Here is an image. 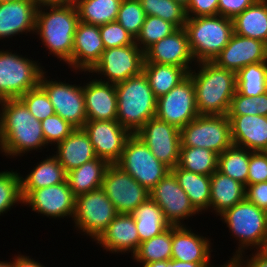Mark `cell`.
I'll list each match as a JSON object with an SVG mask.
<instances>
[{
  "mask_svg": "<svg viewBox=\"0 0 267 267\" xmlns=\"http://www.w3.org/2000/svg\"><path fill=\"white\" fill-rule=\"evenodd\" d=\"M210 183V208L217 216L245 199V185L218 170L210 175Z\"/></svg>",
  "mask_w": 267,
  "mask_h": 267,
  "instance_id": "cell-28",
  "label": "cell"
},
{
  "mask_svg": "<svg viewBox=\"0 0 267 267\" xmlns=\"http://www.w3.org/2000/svg\"><path fill=\"white\" fill-rule=\"evenodd\" d=\"M101 188L118 213L131 214L149 198V191L116 163L109 164Z\"/></svg>",
  "mask_w": 267,
  "mask_h": 267,
  "instance_id": "cell-14",
  "label": "cell"
},
{
  "mask_svg": "<svg viewBox=\"0 0 267 267\" xmlns=\"http://www.w3.org/2000/svg\"><path fill=\"white\" fill-rule=\"evenodd\" d=\"M261 251L267 255V236H266V240H265V243H264Z\"/></svg>",
  "mask_w": 267,
  "mask_h": 267,
  "instance_id": "cell-60",
  "label": "cell"
},
{
  "mask_svg": "<svg viewBox=\"0 0 267 267\" xmlns=\"http://www.w3.org/2000/svg\"><path fill=\"white\" fill-rule=\"evenodd\" d=\"M210 244L208 238L193 233L186 225L172 226L171 259L183 262L210 263L212 252Z\"/></svg>",
  "mask_w": 267,
  "mask_h": 267,
  "instance_id": "cell-26",
  "label": "cell"
},
{
  "mask_svg": "<svg viewBox=\"0 0 267 267\" xmlns=\"http://www.w3.org/2000/svg\"><path fill=\"white\" fill-rule=\"evenodd\" d=\"M44 71L40 86L46 91L54 107L55 114L75 128H83L87 122L83 86L48 80Z\"/></svg>",
  "mask_w": 267,
  "mask_h": 267,
  "instance_id": "cell-13",
  "label": "cell"
},
{
  "mask_svg": "<svg viewBox=\"0 0 267 267\" xmlns=\"http://www.w3.org/2000/svg\"><path fill=\"white\" fill-rule=\"evenodd\" d=\"M97 158L115 164L119 161L127 139L132 135L117 120L87 121L83 126Z\"/></svg>",
  "mask_w": 267,
  "mask_h": 267,
  "instance_id": "cell-17",
  "label": "cell"
},
{
  "mask_svg": "<svg viewBox=\"0 0 267 267\" xmlns=\"http://www.w3.org/2000/svg\"><path fill=\"white\" fill-rule=\"evenodd\" d=\"M267 182V153L250 151L247 185Z\"/></svg>",
  "mask_w": 267,
  "mask_h": 267,
  "instance_id": "cell-48",
  "label": "cell"
},
{
  "mask_svg": "<svg viewBox=\"0 0 267 267\" xmlns=\"http://www.w3.org/2000/svg\"><path fill=\"white\" fill-rule=\"evenodd\" d=\"M174 1H176L177 3L181 4L183 7L186 8L190 0H174Z\"/></svg>",
  "mask_w": 267,
  "mask_h": 267,
  "instance_id": "cell-59",
  "label": "cell"
},
{
  "mask_svg": "<svg viewBox=\"0 0 267 267\" xmlns=\"http://www.w3.org/2000/svg\"><path fill=\"white\" fill-rule=\"evenodd\" d=\"M250 151L232 145L218 155L217 170L247 186Z\"/></svg>",
  "mask_w": 267,
  "mask_h": 267,
  "instance_id": "cell-36",
  "label": "cell"
},
{
  "mask_svg": "<svg viewBox=\"0 0 267 267\" xmlns=\"http://www.w3.org/2000/svg\"><path fill=\"white\" fill-rule=\"evenodd\" d=\"M123 0H77L79 21L101 26L117 20Z\"/></svg>",
  "mask_w": 267,
  "mask_h": 267,
  "instance_id": "cell-35",
  "label": "cell"
},
{
  "mask_svg": "<svg viewBox=\"0 0 267 267\" xmlns=\"http://www.w3.org/2000/svg\"><path fill=\"white\" fill-rule=\"evenodd\" d=\"M116 164L148 191L170 172L135 134L127 139L121 158Z\"/></svg>",
  "mask_w": 267,
  "mask_h": 267,
  "instance_id": "cell-9",
  "label": "cell"
},
{
  "mask_svg": "<svg viewBox=\"0 0 267 267\" xmlns=\"http://www.w3.org/2000/svg\"><path fill=\"white\" fill-rule=\"evenodd\" d=\"M267 116V92L265 94L248 97L237 91L231 99L227 116Z\"/></svg>",
  "mask_w": 267,
  "mask_h": 267,
  "instance_id": "cell-44",
  "label": "cell"
},
{
  "mask_svg": "<svg viewBox=\"0 0 267 267\" xmlns=\"http://www.w3.org/2000/svg\"><path fill=\"white\" fill-rule=\"evenodd\" d=\"M245 198L267 212V182L247 185Z\"/></svg>",
  "mask_w": 267,
  "mask_h": 267,
  "instance_id": "cell-51",
  "label": "cell"
},
{
  "mask_svg": "<svg viewBox=\"0 0 267 267\" xmlns=\"http://www.w3.org/2000/svg\"><path fill=\"white\" fill-rule=\"evenodd\" d=\"M221 267H238V264L234 258H231L226 264L220 265ZM215 267V266H212Z\"/></svg>",
  "mask_w": 267,
  "mask_h": 267,
  "instance_id": "cell-57",
  "label": "cell"
},
{
  "mask_svg": "<svg viewBox=\"0 0 267 267\" xmlns=\"http://www.w3.org/2000/svg\"><path fill=\"white\" fill-rule=\"evenodd\" d=\"M178 28L157 16H146L145 22L135 39V43L145 52L154 43L171 35Z\"/></svg>",
  "mask_w": 267,
  "mask_h": 267,
  "instance_id": "cell-41",
  "label": "cell"
},
{
  "mask_svg": "<svg viewBox=\"0 0 267 267\" xmlns=\"http://www.w3.org/2000/svg\"><path fill=\"white\" fill-rule=\"evenodd\" d=\"M239 242L232 258L244 254L249 246L261 250L267 236V212L246 198L219 215ZM246 247V248H245Z\"/></svg>",
  "mask_w": 267,
  "mask_h": 267,
  "instance_id": "cell-6",
  "label": "cell"
},
{
  "mask_svg": "<svg viewBox=\"0 0 267 267\" xmlns=\"http://www.w3.org/2000/svg\"><path fill=\"white\" fill-rule=\"evenodd\" d=\"M41 126L47 146L48 144L57 145L76 129L58 114H54L42 120Z\"/></svg>",
  "mask_w": 267,
  "mask_h": 267,
  "instance_id": "cell-46",
  "label": "cell"
},
{
  "mask_svg": "<svg viewBox=\"0 0 267 267\" xmlns=\"http://www.w3.org/2000/svg\"><path fill=\"white\" fill-rule=\"evenodd\" d=\"M83 94L87 121L117 120V93L115 84L96 78L84 84Z\"/></svg>",
  "mask_w": 267,
  "mask_h": 267,
  "instance_id": "cell-23",
  "label": "cell"
},
{
  "mask_svg": "<svg viewBox=\"0 0 267 267\" xmlns=\"http://www.w3.org/2000/svg\"><path fill=\"white\" fill-rule=\"evenodd\" d=\"M37 3L18 0L0 4V40L25 32H35Z\"/></svg>",
  "mask_w": 267,
  "mask_h": 267,
  "instance_id": "cell-24",
  "label": "cell"
},
{
  "mask_svg": "<svg viewBox=\"0 0 267 267\" xmlns=\"http://www.w3.org/2000/svg\"><path fill=\"white\" fill-rule=\"evenodd\" d=\"M54 155L66 172L97 158L88 134L76 128L68 137L56 145Z\"/></svg>",
  "mask_w": 267,
  "mask_h": 267,
  "instance_id": "cell-27",
  "label": "cell"
},
{
  "mask_svg": "<svg viewBox=\"0 0 267 267\" xmlns=\"http://www.w3.org/2000/svg\"><path fill=\"white\" fill-rule=\"evenodd\" d=\"M169 267H211V263H193L170 259Z\"/></svg>",
  "mask_w": 267,
  "mask_h": 267,
  "instance_id": "cell-54",
  "label": "cell"
},
{
  "mask_svg": "<svg viewBox=\"0 0 267 267\" xmlns=\"http://www.w3.org/2000/svg\"><path fill=\"white\" fill-rule=\"evenodd\" d=\"M13 1H18V0H0V4L1 3H7V2H13Z\"/></svg>",
  "mask_w": 267,
  "mask_h": 267,
  "instance_id": "cell-61",
  "label": "cell"
},
{
  "mask_svg": "<svg viewBox=\"0 0 267 267\" xmlns=\"http://www.w3.org/2000/svg\"><path fill=\"white\" fill-rule=\"evenodd\" d=\"M265 61H267L266 43L234 33L213 62L219 67L237 73L249 64Z\"/></svg>",
  "mask_w": 267,
  "mask_h": 267,
  "instance_id": "cell-20",
  "label": "cell"
},
{
  "mask_svg": "<svg viewBox=\"0 0 267 267\" xmlns=\"http://www.w3.org/2000/svg\"><path fill=\"white\" fill-rule=\"evenodd\" d=\"M236 91L244 96L256 97L267 92V61L243 67L236 73Z\"/></svg>",
  "mask_w": 267,
  "mask_h": 267,
  "instance_id": "cell-37",
  "label": "cell"
},
{
  "mask_svg": "<svg viewBox=\"0 0 267 267\" xmlns=\"http://www.w3.org/2000/svg\"><path fill=\"white\" fill-rule=\"evenodd\" d=\"M146 14L139 0H123L118 11L117 22L134 38L138 36Z\"/></svg>",
  "mask_w": 267,
  "mask_h": 267,
  "instance_id": "cell-43",
  "label": "cell"
},
{
  "mask_svg": "<svg viewBox=\"0 0 267 267\" xmlns=\"http://www.w3.org/2000/svg\"><path fill=\"white\" fill-rule=\"evenodd\" d=\"M109 163L95 158L67 172L66 181L75 197L102 187Z\"/></svg>",
  "mask_w": 267,
  "mask_h": 267,
  "instance_id": "cell-31",
  "label": "cell"
},
{
  "mask_svg": "<svg viewBox=\"0 0 267 267\" xmlns=\"http://www.w3.org/2000/svg\"><path fill=\"white\" fill-rule=\"evenodd\" d=\"M0 267H13V261H0Z\"/></svg>",
  "mask_w": 267,
  "mask_h": 267,
  "instance_id": "cell-58",
  "label": "cell"
},
{
  "mask_svg": "<svg viewBox=\"0 0 267 267\" xmlns=\"http://www.w3.org/2000/svg\"><path fill=\"white\" fill-rule=\"evenodd\" d=\"M42 66L9 50H0V101L20 98L40 84Z\"/></svg>",
  "mask_w": 267,
  "mask_h": 267,
  "instance_id": "cell-7",
  "label": "cell"
},
{
  "mask_svg": "<svg viewBox=\"0 0 267 267\" xmlns=\"http://www.w3.org/2000/svg\"><path fill=\"white\" fill-rule=\"evenodd\" d=\"M30 256L18 255L13 258V267H45L38 261L29 258Z\"/></svg>",
  "mask_w": 267,
  "mask_h": 267,
  "instance_id": "cell-53",
  "label": "cell"
},
{
  "mask_svg": "<svg viewBox=\"0 0 267 267\" xmlns=\"http://www.w3.org/2000/svg\"><path fill=\"white\" fill-rule=\"evenodd\" d=\"M144 60V52L134 42L131 45L105 49L100 61L90 73L94 72L106 77L105 80L102 78L97 80L117 84L139 75L143 71Z\"/></svg>",
  "mask_w": 267,
  "mask_h": 267,
  "instance_id": "cell-11",
  "label": "cell"
},
{
  "mask_svg": "<svg viewBox=\"0 0 267 267\" xmlns=\"http://www.w3.org/2000/svg\"><path fill=\"white\" fill-rule=\"evenodd\" d=\"M153 155L170 170L177 166L180 154V129L172 124L151 118L136 133Z\"/></svg>",
  "mask_w": 267,
  "mask_h": 267,
  "instance_id": "cell-15",
  "label": "cell"
},
{
  "mask_svg": "<svg viewBox=\"0 0 267 267\" xmlns=\"http://www.w3.org/2000/svg\"><path fill=\"white\" fill-rule=\"evenodd\" d=\"M199 70H190L195 87L199 115H227L236 93V72L219 67L213 61L197 63Z\"/></svg>",
  "mask_w": 267,
  "mask_h": 267,
  "instance_id": "cell-2",
  "label": "cell"
},
{
  "mask_svg": "<svg viewBox=\"0 0 267 267\" xmlns=\"http://www.w3.org/2000/svg\"><path fill=\"white\" fill-rule=\"evenodd\" d=\"M76 197L68 182L32 190L24 199L23 204L29 205L32 211L46 217L74 218Z\"/></svg>",
  "mask_w": 267,
  "mask_h": 267,
  "instance_id": "cell-18",
  "label": "cell"
},
{
  "mask_svg": "<svg viewBox=\"0 0 267 267\" xmlns=\"http://www.w3.org/2000/svg\"><path fill=\"white\" fill-rule=\"evenodd\" d=\"M0 104V151L5 156H23L46 148L41 121L31 115L19 98L4 99Z\"/></svg>",
  "mask_w": 267,
  "mask_h": 267,
  "instance_id": "cell-1",
  "label": "cell"
},
{
  "mask_svg": "<svg viewBox=\"0 0 267 267\" xmlns=\"http://www.w3.org/2000/svg\"><path fill=\"white\" fill-rule=\"evenodd\" d=\"M144 56V63L175 65L183 67L188 73L192 69L189 64L195 62L184 28H178L171 35L154 43L144 52Z\"/></svg>",
  "mask_w": 267,
  "mask_h": 267,
  "instance_id": "cell-19",
  "label": "cell"
},
{
  "mask_svg": "<svg viewBox=\"0 0 267 267\" xmlns=\"http://www.w3.org/2000/svg\"><path fill=\"white\" fill-rule=\"evenodd\" d=\"M146 16H157L184 28L187 20L186 10L174 0H139Z\"/></svg>",
  "mask_w": 267,
  "mask_h": 267,
  "instance_id": "cell-40",
  "label": "cell"
},
{
  "mask_svg": "<svg viewBox=\"0 0 267 267\" xmlns=\"http://www.w3.org/2000/svg\"><path fill=\"white\" fill-rule=\"evenodd\" d=\"M96 241L113 254L131 252L133 255L140 245L135 219L131 214L118 213Z\"/></svg>",
  "mask_w": 267,
  "mask_h": 267,
  "instance_id": "cell-22",
  "label": "cell"
},
{
  "mask_svg": "<svg viewBox=\"0 0 267 267\" xmlns=\"http://www.w3.org/2000/svg\"><path fill=\"white\" fill-rule=\"evenodd\" d=\"M104 50L99 26L79 21L72 50V68L75 72H90L100 61Z\"/></svg>",
  "mask_w": 267,
  "mask_h": 267,
  "instance_id": "cell-21",
  "label": "cell"
},
{
  "mask_svg": "<svg viewBox=\"0 0 267 267\" xmlns=\"http://www.w3.org/2000/svg\"><path fill=\"white\" fill-rule=\"evenodd\" d=\"M234 259L236 260L238 267H267V255L261 250H256V252L252 254V257L250 259H246L245 261L243 254Z\"/></svg>",
  "mask_w": 267,
  "mask_h": 267,
  "instance_id": "cell-52",
  "label": "cell"
},
{
  "mask_svg": "<svg viewBox=\"0 0 267 267\" xmlns=\"http://www.w3.org/2000/svg\"><path fill=\"white\" fill-rule=\"evenodd\" d=\"M233 145L249 151L267 150V116H228Z\"/></svg>",
  "mask_w": 267,
  "mask_h": 267,
  "instance_id": "cell-25",
  "label": "cell"
},
{
  "mask_svg": "<svg viewBox=\"0 0 267 267\" xmlns=\"http://www.w3.org/2000/svg\"><path fill=\"white\" fill-rule=\"evenodd\" d=\"M181 147H200L218 155L233 145L227 115H198L180 129Z\"/></svg>",
  "mask_w": 267,
  "mask_h": 267,
  "instance_id": "cell-8",
  "label": "cell"
},
{
  "mask_svg": "<svg viewBox=\"0 0 267 267\" xmlns=\"http://www.w3.org/2000/svg\"><path fill=\"white\" fill-rule=\"evenodd\" d=\"M78 22L79 15L74 4L42 6L37 9L35 33L39 35L49 54H53L71 68Z\"/></svg>",
  "mask_w": 267,
  "mask_h": 267,
  "instance_id": "cell-3",
  "label": "cell"
},
{
  "mask_svg": "<svg viewBox=\"0 0 267 267\" xmlns=\"http://www.w3.org/2000/svg\"><path fill=\"white\" fill-rule=\"evenodd\" d=\"M105 49L131 45L135 39L118 23L110 22L99 26Z\"/></svg>",
  "mask_w": 267,
  "mask_h": 267,
  "instance_id": "cell-47",
  "label": "cell"
},
{
  "mask_svg": "<svg viewBox=\"0 0 267 267\" xmlns=\"http://www.w3.org/2000/svg\"><path fill=\"white\" fill-rule=\"evenodd\" d=\"M219 0H190L186 10L187 18L218 15Z\"/></svg>",
  "mask_w": 267,
  "mask_h": 267,
  "instance_id": "cell-49",
  "label": "cell"
},
{
  "mask_svg": "<svg viewBox=\"0 0 267 267\" xmlns=\"http://www.w3.org/2000/svg\"><path fill=\"white\" fill-rule=\"evenodd\" d=\"M38 7L76 4L77 0H35Z\"/></svg>",
  "mask_w": 267,
  "mask_h": 267,
  "instance_id": "cell-55",
  "label": "cell"
},
{
  "mask_svg": "<svg viewBox=\"0 0 267 267\" xmlns=\"http://www.w3.org/2000/svg\"><path fill=\"white\" fill-rule=\"evenodd\" d=\"M184 29L196 63L214 61L234 34L232 19L220 15L187 18Z\"/></svg>",
  "mask_w": 267,
  "mask_h": 267,
  "instance_id": "cell-5",
  "label": "cell"
},
{
  "mask_svg": "<svg viewBox=\"0 0 267 267\" xmlns=\"http://www.w3.org/2000/svg\"><path fill=\"white\" fill-rule=\"evenodd\" d=\"M149 197L158 204L171 226H184L183 220L198 214L171 171L149 190Z\"/></svg>",
  "mask_w": 267,
  "mask_h": 267,
  "instance_id": "cell-16",
  "label": "cell"
},
{
  "mask_svg": "<svg viewBox=\"0 0 267 267\" xmlns=\"http://www.w3.org/2000/svg\"><path fill=\"white\" fill-rule=\"evenodd\" d=\"M118 212L102 188L76 197L75 227L96 241Z\"/></svg>",
  "mask_w": 267,
  "mask_h": 267,
  "instance_id": "cell-10",
  "label": "cell"
},
{
  "mask_svg": "<svg viewBox=\"0 0 267 267\" xmlns=\"http://www.w3.org/2000/svg\"><path fill=\"white\" fill-rule=\"evenodd\" d=\"M67 172L53 155L37 165L23 178L20 175L21 195L24 199L32 190L65 182Z\"/></svg>",
  "mask_w": 267,
  "mask_h": 267,
  "instance_id": "cell-29",
  "label": "cell"
},
{
  "mask_svg": "<svg viewBox=\"0 0 267 267\" xmlns=\"http://www.w3.org/2000/svg\"><path fill=\"white\" fill-rule=\"evenodd\" d=\"M19 99L25 104L31 115L38 121L45 120L49 116L55 114L48 94L40 85L27 91Z\"/></svg>",
  "mask_w": 267,
  "mask_h": 267,
  "instance_id": "cell-45",
  "label": "cell"
},
{
  "mask_svg": "<svg viewBox=\"0 0 267 267\" xmlns=\"http://www.w3.org/2000/svg\"><path fill=\"white\" fill-rule=\"evenodd\" d=\"M131 215L135 219L140 243L162 234L171 226L161 208L150 197L142 202Z\"/></svg>",
  "mask_w": 267,
  "mask_h": 267,
  "instance_id": "cell-32",
  "label": "cell"
},
{
  "mask_svg": "<svg viewBox=\"0 0 267 267\" xmlns=\"http://www.w3.org/2000/svg\"><path fill=\"white\" fill-rule=\"evenodd\" d=\"M19 174L12 170L0 172V215L16 203L23 204Z\"/></svg>",
  "mask_w": 267,
  "mask_h": 267,
  "instance_id": "cell-42",
  "label": "cell"
},
{
  "mask_svg": "<svg viewBox=\"0 0 267 267\" xmlns=\"http://www.w3.org/2000/svg\"><path fill=\"white\" fill-rule=\"evenodd\" d=\"M143 267H169V260L154 261L142 265Z\"/></svg>",
  "mask_w": 267,
  "mask_h": 267,
  "instance_id": "cell-56",
  "label": "cell"
},
{
  "mask_svg": "<svg viewBox=\"0 0 267 267\" xmlns=\"http://www.w3.org/2000/svg\"><path fill=\"white\" fill-rule=\"evenodd\" d=\"M198 115L195 87L189 75L167 94L157 99L155 117L179 129Z\"/></svg>",
  "mask_w": 267,
  "mask_h": 267,
  "instance_id": "cell-12",
  "label": "cell"
},
{
  "mask_svg": "<svg viewBox=\"0 0 267 267\" xmlns=\"http://www.w3.org/2000/svg\"><path fill=\"white\" fill-rule=\"evenodd\" d=\"M143 72L157 99L167 94L188 76V72L183 67L157 63H144Z\"/></svg>",
  "mask_w": 267,
  "mask_h": 267,
  "instance_id": "cell-34",
  "label": "cell"
},
{
  "mask_svg": "<svg viewBox=\"0 0 267 267\" xmlns=\"http://www.w3.org/2000/svg\"><path fill=\"white\" fill-rule=\"evenodd\" d=\"M256 0H219L218 15L233 19L250 7Z\"/></svg>",
  "mask_w": 267,
  "mask_h": 267,
  "instance_id": "cell-50",
  "label": "cell"
},
{
  "mask_svg": "<svg viewBox=\"0 0 267 267\" xmlns=\"http://www.w3.org/2000/svg\"><path fill=\"white\" fill-rule=\"evenodd\" d=\"M172 254V226L158 236L140 243L137 251L132 255L141 264L154 261L170 260Z\"/></svg>",
  "mask_w": 267,
  "mask_h": 267,
  "instance_id": "cell-39",
  "label": "cell"
},
{
  "mask_svg": "<svg viewBox=\"0 0 267 267\" xmlns=\"http://www.w3.org/2000/svg\"><path fill=\"white\" fill-rule=\"evenodd\" d=\"M232 22L235 34L267 44V0H256Z\"/></svg>",
  "mask_w": 267,
  "mask_h": 267,
  "instance_id": "cell-30",
  "label": "cell"
},
{
  "mask_svg": "<svg viewBox=\"0 0 267 267\" xmlns=\"http://www.w3.org/2000/svg\"><path fill=\"white\" fill-rule=\"evenodd\" d=\"M170 171L174 174L178 184L188 195L192 206L198 213L210 209V175L193 173L178 166Z\"/></svg>",
  "mask_w": 267,
  "mask_h": 267,
  "instance_id": "cell-33",
  "label": "cell"
},
{
  "mask_svg": "<svg viewBox=\"0 0 267 267\" xmlns=\"http://www.w3.org/2000/svg\"><path fill=\"white\" fill-rule=\"evenodd\" d=\"M218 154L200 147H180L177 166L193 173L211 175L217 170Z\"/></svg>",
  "mask_w": 267,
  "mask_h": 267,
  "instance_id": "cell-38",
  "label": "cell"
},
{
  "mask_svg": "<svg viewBox=\"0 0 267 267\" xmlns=\"http://www.w3.org/2000/svg\"><path fill=\"white\" fill-rule=\"evenodd\" d=\"M115 89L118 102L117 121L131 134H135L155 117L157 98L143 71L115 84Z\"/></svg>",
  "mask_w": 267,
  "mask_h": 267,
  "instance_id": "cell-4",
  "label": "cell"
}]
</instances>
